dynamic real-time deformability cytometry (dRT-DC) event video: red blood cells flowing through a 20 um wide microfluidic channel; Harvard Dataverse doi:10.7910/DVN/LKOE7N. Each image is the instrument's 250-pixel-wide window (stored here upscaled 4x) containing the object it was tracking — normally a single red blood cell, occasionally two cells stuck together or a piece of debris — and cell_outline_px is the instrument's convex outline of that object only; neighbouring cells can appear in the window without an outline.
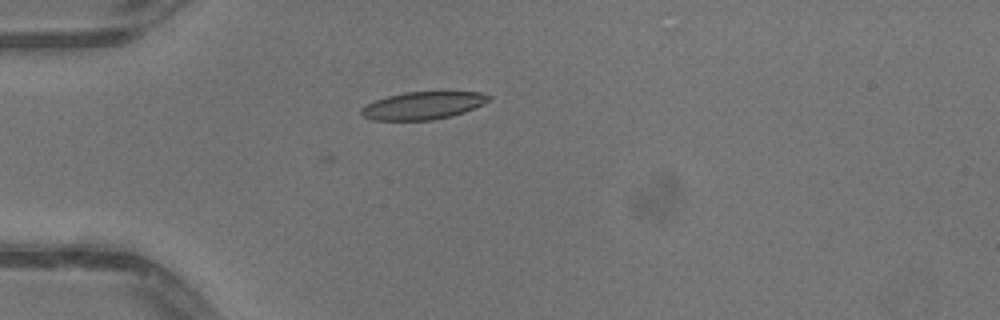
{"species": "common noctule bat (a hibernating species)", "species_latin": "Nyctalus noctula", "temperature_condition": "warm", "stored_images_in_passage": 10, "camera_frame_rate_fps": 3000, "um_per_image_px": 0.085, "animal": {"sex": "male", "body_mass_g": 13.3}, "frame": {"image": 1, "passage_image": 10, "time_ms": 3.0, "image_size_px": [1000, 320], "cell_outline_px": [[492, 100], [484, 104], [464, 112], [452, 116], [432, 120], [372, 120], [360, 116], [360, 108], [376, 100], [388, 96], [404, 92], [480, 92], [492, 96]], "centroid_in_image_um": [35.96, 8.97], "position_along_channel_um": 49.0, "area_um2": 20.63}}